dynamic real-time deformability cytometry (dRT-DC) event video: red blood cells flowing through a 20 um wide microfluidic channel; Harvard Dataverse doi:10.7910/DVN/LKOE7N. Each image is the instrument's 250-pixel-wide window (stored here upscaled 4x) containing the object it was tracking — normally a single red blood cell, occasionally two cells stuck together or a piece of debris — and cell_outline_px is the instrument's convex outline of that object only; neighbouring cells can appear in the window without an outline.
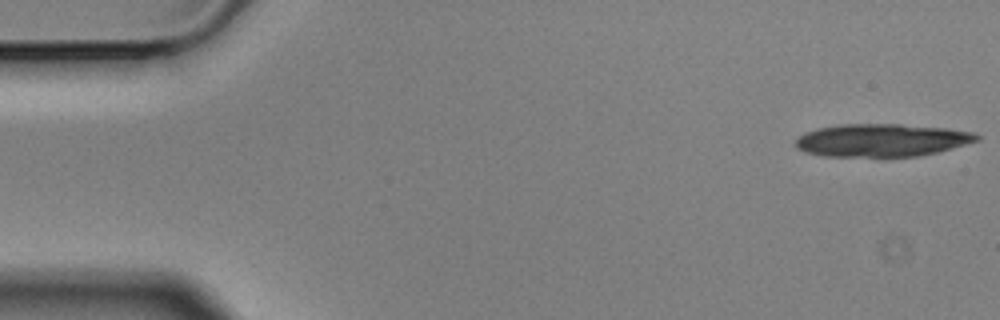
{"species": "Egyptian fruit bat (a non-hibernating species)", "species_latin": "Rousettus aegyptiacus", "temperature_condition": "cold", "stored_images_in_passage": 17, "camera_frame_rate_fps": 3000, "um_per_image_px": 0.085, "animal": {"sex": "male"}, "frame": {"image": 1, "passage_image": 1, "time_ms": 0.0, "image_size_px": [1000, 320], "cell_outline_px": [[980, 140], [952, 148], [936, 152], [916, 156], [820, 156], [804, 152], [796, 148], [796, 140], [800, 136], [816, 128], [840, 124], [900, 124], [944, 128], [972, 132], [980, 136]], "centroid_in_image_um": [74.92, 11.91], "position_along_channel_um": 10.1, "area_um2": 34.45}}